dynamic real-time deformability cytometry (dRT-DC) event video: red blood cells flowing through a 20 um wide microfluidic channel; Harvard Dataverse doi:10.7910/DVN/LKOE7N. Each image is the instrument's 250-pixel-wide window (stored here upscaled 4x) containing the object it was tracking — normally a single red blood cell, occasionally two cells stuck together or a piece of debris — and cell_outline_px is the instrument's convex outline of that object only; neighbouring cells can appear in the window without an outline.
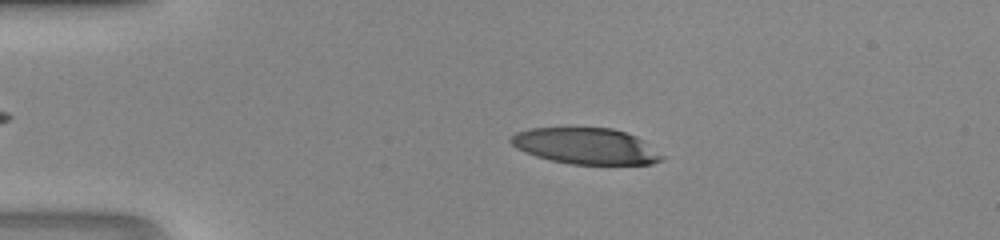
{"species": "human", "species_latin": "Homo sapiens", "temperature_condition": "room temperature", "stored_images_in_passage": 41, "camera_frame_rate_fps": 3000, "um_per_image_px": 0.085, "donor": {"sex": "male"}, "frame": {"image": 1, "passage_image": 11, "time_ms": 3.333, "image_size_px": [1000, 240], "cell_outline_px": [[664, 156], [660, 160], [652, 164], [572, 164], [552, 160], [536, 156], [516, 148], [508, 140], [516, 132], [532, 128], [612, 128], [636, 136], [644, 140]], "centroid_in_image_um": [49.8, 12.41], "position_along_channel_um": 35.2, "area_um2": 31.56}}
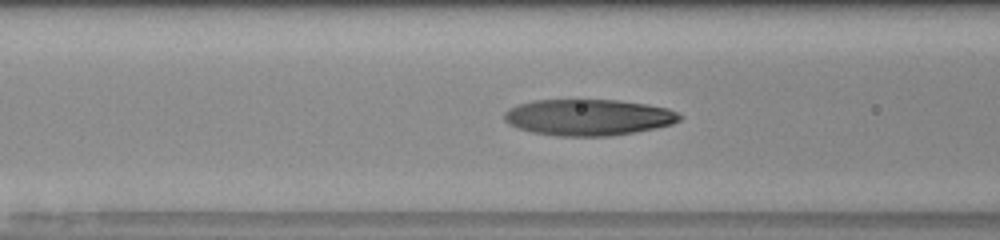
{"frame": {"image": 2, "passage_image": 20, "time_ms": 6.333, "image_size_px": [1000, 240], "cell_outline_px": [[684, 116], [680, 120], [672, 124], [656, 128], [608, 136], [556, 136], [532, 132], [508, 124], [504, 120], [504, 112], [508, 108], [516, 104], [532, 100], [620, 100], [648, 104], [668, 108]], "centroid_in_image_um": [50.0, 9.96], "position_along_channel_um": 116.6, "area_um2": 37.28}}
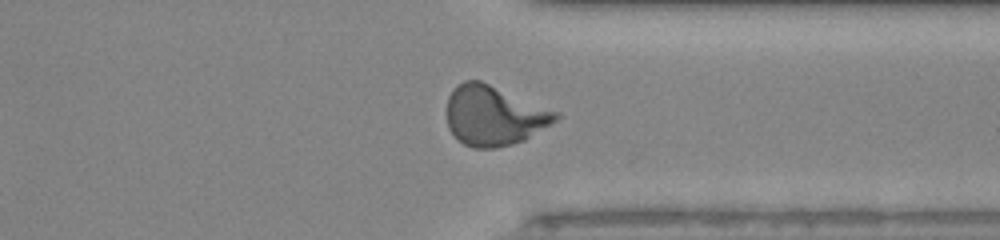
{"frame": {"image": 3, "passage_image": 37, "time_ms": 12.0, "image_size_px": [1000, 240], "cell_outline_px": [[564, 116], [524, 140], [512, 144], [496, 148], [472, 148], [464, 144], [448, 128], [448, 96], [452, 88], [456, 84], [464, 80], [480, 80], [560, 112]], "centroid_in_image_um": [42.01, 9.81], "position_along_channel_um": 369.4, "area_um2": 38.09}}